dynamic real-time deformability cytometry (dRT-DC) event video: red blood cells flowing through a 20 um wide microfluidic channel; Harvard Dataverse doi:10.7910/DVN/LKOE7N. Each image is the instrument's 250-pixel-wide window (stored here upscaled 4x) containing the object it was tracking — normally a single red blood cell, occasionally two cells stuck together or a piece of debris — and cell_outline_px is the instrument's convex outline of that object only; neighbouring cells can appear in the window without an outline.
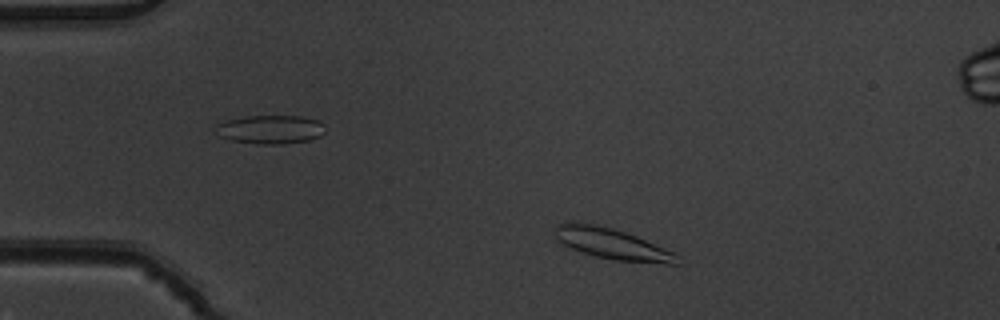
{"species": "common noctule bat (a hibernating species)", "species_latin": "Nyctalus noctula", "temperature_condition": "warm", "stored_images_in_passage": 4, "camera_frame_rate_fps": 3000, "um_per_image_px": 0.085, "animal": {"sex": "male", "body_mass_g": 19.5, "forearm_length_mm": 54.6}, "frame": {"image": 1, "passage_image": 1, "time_ms": 0.0, "image_size_px": [1000, 320], "cell_outline_px": [[680, 264], [668, 264], [616, 260], [596, 256], [580, 252], [556, 240], [552, 236], [552, 228], [556, 224], [568, 220], [576, 220], [596, 224], [612, 228], [636, 236], [672, 252], [680, 256]], "centroid_in_image_um": [51.9, 20.69], "position_along_channel_um": 33.1, "area_um2": 22.43}}